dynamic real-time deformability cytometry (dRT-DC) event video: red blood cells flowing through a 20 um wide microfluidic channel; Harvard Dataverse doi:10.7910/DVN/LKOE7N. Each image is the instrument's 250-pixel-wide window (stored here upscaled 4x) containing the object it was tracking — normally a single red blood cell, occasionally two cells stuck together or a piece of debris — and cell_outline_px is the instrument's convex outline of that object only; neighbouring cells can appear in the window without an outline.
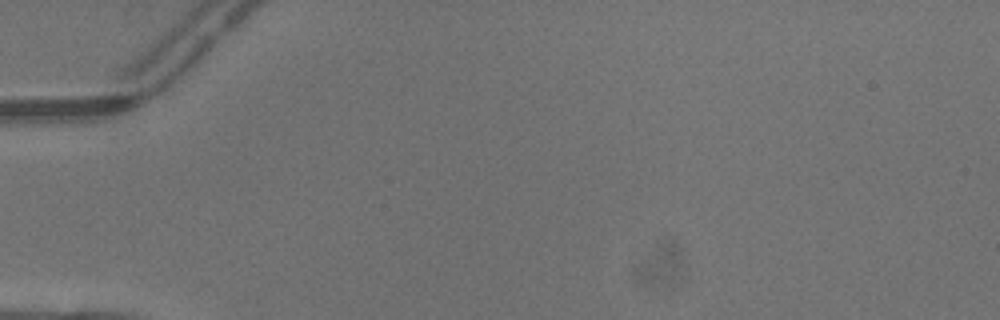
{"species": "common noctule bat (a hibernating species)", "species_latin": "Nyctalus noctula", "temperature_condition": "warm", "stored_images_in_passage": 2, "camera_frame_rate_fps": 3000, "um_per_image_px": 0.085, "animal": {"sex": "male", "body_mass_g": 13.3}, "frame": {"image": 1, "passage_image": 1, "time_ms": 0.0, "image_size_px": [1000, 320], "cell_outline_px": [[208, 80], [172, 108], [160, 108], [160, 104], [176, 68], [192, 48], [196, 44], [208, 36]], "centroid_in_image_um": [15.98, 6.41], "position_along_channel_um": 69.0, "area_um2": 12.37}}